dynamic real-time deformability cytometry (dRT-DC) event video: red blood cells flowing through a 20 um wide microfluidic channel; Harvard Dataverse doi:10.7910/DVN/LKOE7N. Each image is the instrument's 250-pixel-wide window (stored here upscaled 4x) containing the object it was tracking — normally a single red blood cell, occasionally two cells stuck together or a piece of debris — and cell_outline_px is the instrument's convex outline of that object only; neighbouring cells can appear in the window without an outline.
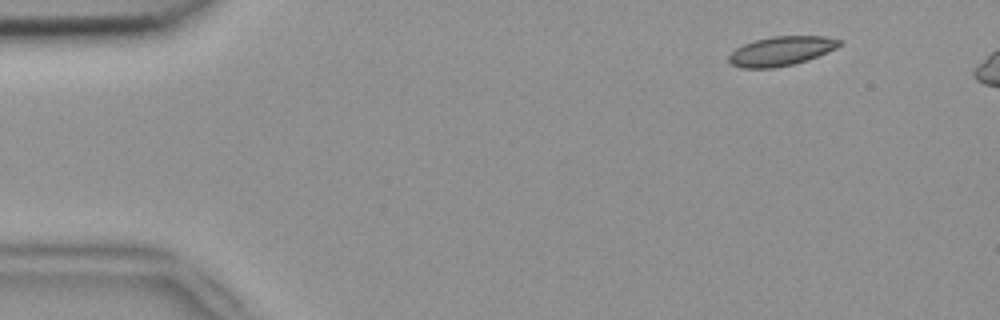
{"species": "common noctule bat (a hibernating species)", "species_latin": "Nyctalus noctula", "temperature_condition": "room temperature", "stored_images_in_passage": 4, "camera_frame_rate_fps": 3000, "um_per_image_px": 0.085, "animal": {"sex": "female", "body_mass_g": 18.4}, "frame": {"image": 1, "passage_image": 2, "time_ms": 0.333, "image_size_px": [1000, 320], "cell_outline_px": [[844, 44], [836, 48], [808, 60], [792, 64], [772, 68], [740, 68], [732, 64], [728, 60], [728, 56], [736, 48], [744, 44], [756, 40], [772, 36], [824, 36], [844, 40]], "centroid_in_image_um": [66.43, 4.33], "position_along_channel_um": 18.6, "area_um2": 18.9}}